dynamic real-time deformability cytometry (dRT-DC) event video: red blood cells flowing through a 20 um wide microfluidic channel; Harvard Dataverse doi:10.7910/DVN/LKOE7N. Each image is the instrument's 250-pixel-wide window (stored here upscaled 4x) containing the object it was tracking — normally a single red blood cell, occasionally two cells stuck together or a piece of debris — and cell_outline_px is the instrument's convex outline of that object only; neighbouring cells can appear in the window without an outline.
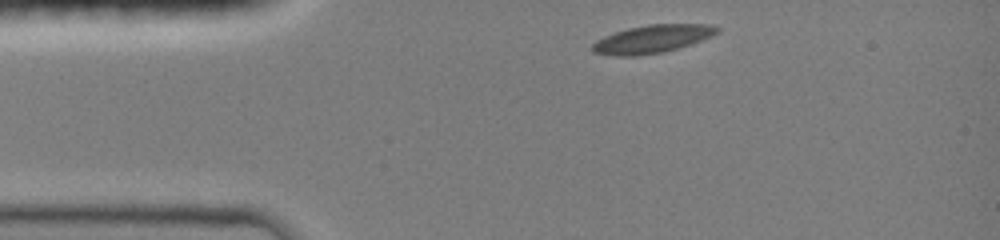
{"species": "common noctule bat (a hibernating species)", "species_latin": "Nyctalus noctula", "temperature_condition": "room temperature", "stored_images_in_passage": 4, "camera_frame_rate_fps": 3000, "um_per_image_px": 0.085, "animal": {"sex": "female", "body_mass_g": 19.0, "forearm_length_mm": 51.5}, "frame": {"image": 1, "passage_image": 1, "time_ms": 0.0, "image_size_px": [1000, 240], "cell_outline_px": [[720, 32], [712, 36], [692, 44], [664, 52], [636, 56], [616, 56], [592, 52], [592, 44], [596, 40], [604, 36], [628, 28], [648, 24], [712, 24], [720, 28]], "centroid_in_image_um": [55.47, 3.31], "position_along_channel_um": 29.5, "area_um2": 20.52}}